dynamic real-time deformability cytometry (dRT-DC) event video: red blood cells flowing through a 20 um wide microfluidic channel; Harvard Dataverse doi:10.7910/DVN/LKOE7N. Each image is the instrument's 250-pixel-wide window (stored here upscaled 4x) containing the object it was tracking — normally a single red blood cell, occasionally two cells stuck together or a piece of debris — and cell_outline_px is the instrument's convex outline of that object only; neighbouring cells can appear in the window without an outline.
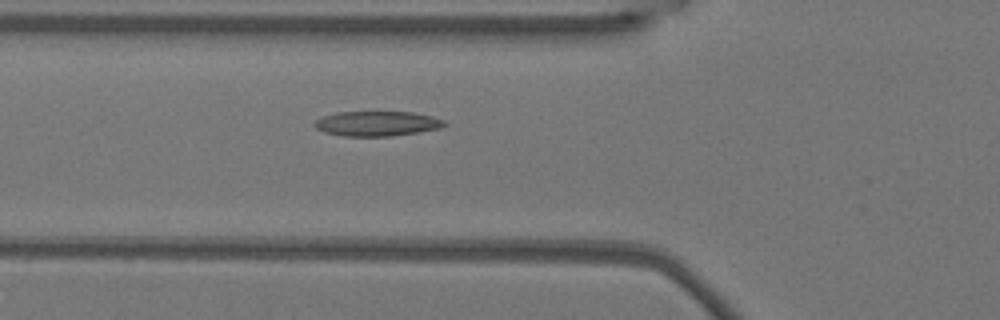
{"species": "Egyptian fruit bat (a non-hibernating species)", "species_latin": "Rousettus aegyptiacus", "temperature_condition": "warm", "stored_images_in_passage": 47, "camera_frame_rate_fps": 3000, "um_per_image_px": 0.085, "animal": {"sex": "female"}, "frame": {"image": 1, "passage_image": 13, "time_ms": 4.0, "image_size_px": [1000, 320], "cell_outline_px": [[448, 124], [444, 128], [392, 136], [344, 136], [324, 132], [316, 128], [312, 124], [316, 120], [324, 116], [336, 112], [412, 112], [432, 116], [444, 120]], "centroid_in_image_um": [32.08, 10.51], "position_along_channel_um": 93.7, "area_um2": 18.96}}
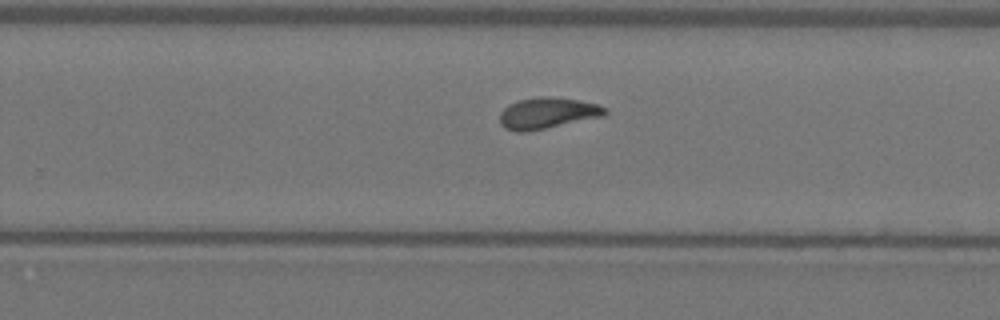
{"frame": {"image": 2, "passage_image": 28, "time_ms": 9.0, "image_size_px": [1000, 320], "cell_outline_px": [[608, 112], [604, 116], [524, 132], [516, 132], [504, 128], [500, 124], [500, 112], [508, 104], [520, 100], [540, 96], [552, 96], [580, 100], [596, 104], [608, 108]], "centroid_in_image_um": [46.53, 9.6], "position_along_channel_um": 283.3, "area_um2": 19.13}}
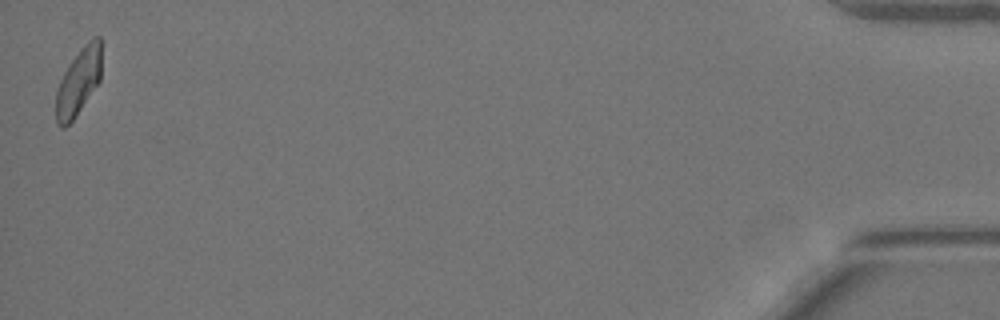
{"frame": {"image": 3, "passage_image": 47, "time_ms": 15.333, "image_size_px": [1000, 320], "cell_outline_px": [[100, 80], [72, 120], [64, 128], [60, 128], [56, 124], [56, 92], [60, 80], [64, 72], [72, 60], [84, 44], [88, 40], [96, 36], [100, 36]], "centroid_in_image_um": [6.64, 6.96], "position_along_channel_um": 428.6, "area_um2": 17.28}, "authors_computed_cell_mechanics": {"area_um2": 18.207, "velocity_mm_per_s": 3.7832, "shape_relaxation_time_tau1_ms": 4.7735, "shape_relaxation_time_tau2_ms": 2.1213, "deformation_change_tau1": 0.1548, "deformation_change_tau2": 0.0815}}